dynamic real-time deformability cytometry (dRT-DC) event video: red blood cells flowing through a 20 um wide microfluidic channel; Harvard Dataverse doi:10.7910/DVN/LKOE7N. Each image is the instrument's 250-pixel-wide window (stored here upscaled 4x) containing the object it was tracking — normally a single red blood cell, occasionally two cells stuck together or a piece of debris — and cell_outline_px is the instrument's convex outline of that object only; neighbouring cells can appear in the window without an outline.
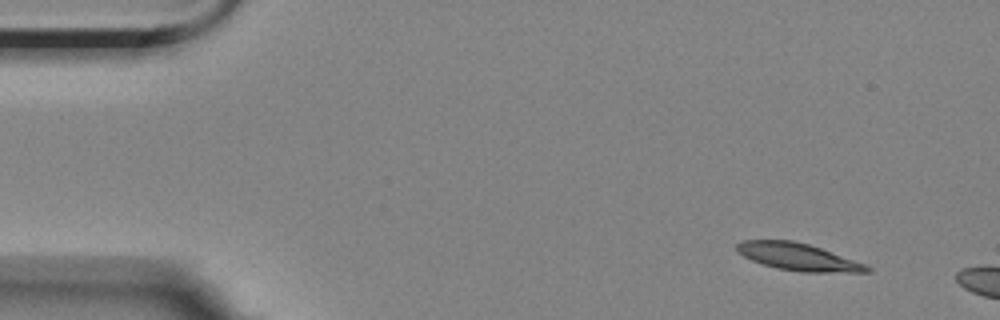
{"species": "Egyptian fruit bat (a non-hibernating species)", "species_latin": "Rousettus aegyptiacus", "temperature_condition": "room temperature", "stored_images_in_passage": 2, "camera_frame_rate_fps": 3000, "um_per_image_px": 0.085, "animal": {"sex": "female"}, "frame": {"image": 1, "passage_image": 1, "time_ms": 0.0, "image_size_px": [1000, 320], "cell_outline_px": [[872, 272], [800, 272], [776, 268], [752, 260], [736, 252], [736, 244], [740, 240], [792, 240], [808, 244], [820, 248], [864, 264], [872, 268]], "centroid_in_image_um": [67.79, 21.83], "position_along_channel_um": 17.2, "area_um2": 20.46}}